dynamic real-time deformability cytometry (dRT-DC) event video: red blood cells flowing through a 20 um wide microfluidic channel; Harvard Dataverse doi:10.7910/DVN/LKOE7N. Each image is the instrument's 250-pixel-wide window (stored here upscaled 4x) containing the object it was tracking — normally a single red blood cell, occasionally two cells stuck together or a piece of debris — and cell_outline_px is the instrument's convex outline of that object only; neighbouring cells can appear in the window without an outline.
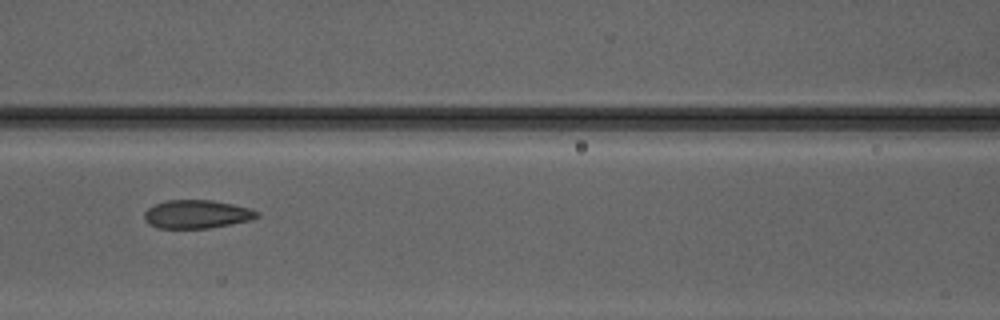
{"species": "Egyptian fruit bat (a non-hibernating species)", "species_latin": "Rousettus aegyptiacus", "temperature_condition": "warm", "stored_images_in_passage": 6, "camera_frame_rate_fps": 3000, "um_per_image_px": 0.085, "animal": {"sex": "male"}, "frame": {"image": 1, "passage_image": 6, "time_ms": 5.667, "image_size_px": [1000, 320], "cell_outline_px": [[260, 216], [252, 220], [208, 228], [156, 228], [148, 224], [144, 220], [144, 212], [148, 208], [156, 204], [168, 200], [212, 200], [232, 204], [248, 208], [260, 212]], "centroid_in_image_um": [16.72, 18.21], "position_along_channel_um": 149.9, "area_um2": 18.67}}